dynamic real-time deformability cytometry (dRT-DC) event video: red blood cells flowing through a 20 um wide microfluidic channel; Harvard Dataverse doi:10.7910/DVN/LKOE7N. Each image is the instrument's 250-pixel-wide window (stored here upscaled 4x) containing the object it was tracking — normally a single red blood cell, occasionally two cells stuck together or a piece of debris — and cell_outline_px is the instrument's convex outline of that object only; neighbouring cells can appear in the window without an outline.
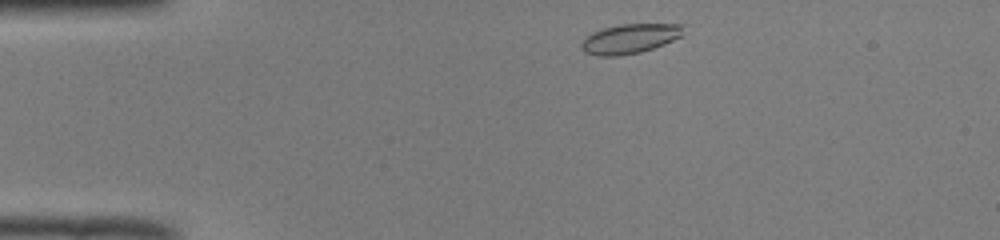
{"species": "common noctule bat (a hibernating species)", "species_latin": "Nyctalus noctula", "temperature_condition": "room temperature", "stored_images_in_passage": 42, "camera_frame_rate_fps": 3000, "um_per_image_px": 0.085, "animal": {"sex": "male", "body_mass_g": 19.0, "forearm_length_mm": 50.8}, "frame": {"image": 1, "passage_image": 1, "time_ms": 0.0, "image_size_px": [1000, 240], "cell_outline_px": [[684, 24], [680, 36], [664, 44], [640, 52], [620, 56], [596, 56], [584, 52], [580, 48], [580, 44], [592, 32], [604, 28], [620, 24]], "centroid_in_image_um": [53.49, 3.3], "position_along_channel_um": 31.5, "area_um2": 17.46}}
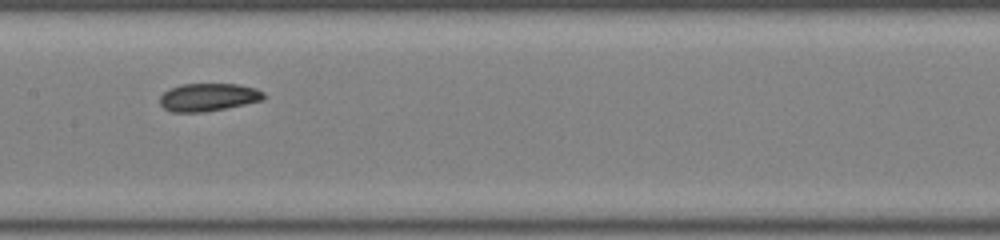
{"frame": {"image": 2, "passage_image": 17, "time_ms": 5.333, "image_size_px": [1000, 240], "cell_outline_px": [[268, 96], [264, 100], [204, 112], [172, 112], [164, 108], [160, 104], [160, 96], [168, 88], [180, 84], [236, 84], [256, 88], [264, 92]], "centroid_in_image_um": [17.71, 8.25], "position_along_channel_um": 189.7, "area_um2": 16.99}}
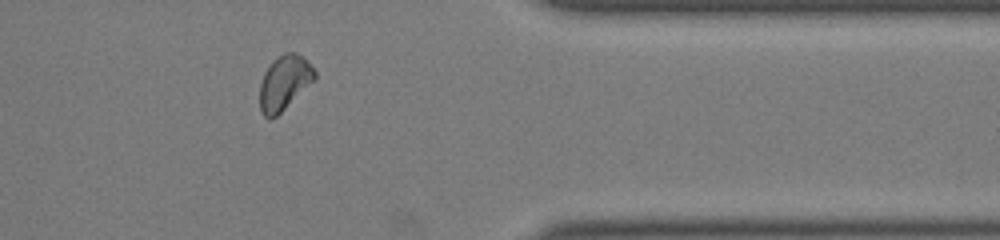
{"frame": {"image": 3, "passage_image": 33, "time_ms": 10.667, "image_size_px": [1000, 240], "cell_outline_px": [[316, 80], [276, 116], [268, 120], [260, 112], [260, 84], [264, 72], [272, 60], [276, 56], [284, 52], [292, 52], [304, 56], [308, 60], [316, 72]], "centroid_in_image_um": [24.18, 7.01], "position_along_channel_um": 387.2, "area_um2": 17.8}, "authors_computed_cell_mechanics": {"area_um2": 17.1088, "velocity_mm_per_s": 3.9804, "shape_relaxation_time_tau1_ms": 4.3251, "shape_relaxation_time_tau2_ms": 10.188, "deformation_change_tau1": 0.0959, "deformation_change_tau2": 0.1507}}